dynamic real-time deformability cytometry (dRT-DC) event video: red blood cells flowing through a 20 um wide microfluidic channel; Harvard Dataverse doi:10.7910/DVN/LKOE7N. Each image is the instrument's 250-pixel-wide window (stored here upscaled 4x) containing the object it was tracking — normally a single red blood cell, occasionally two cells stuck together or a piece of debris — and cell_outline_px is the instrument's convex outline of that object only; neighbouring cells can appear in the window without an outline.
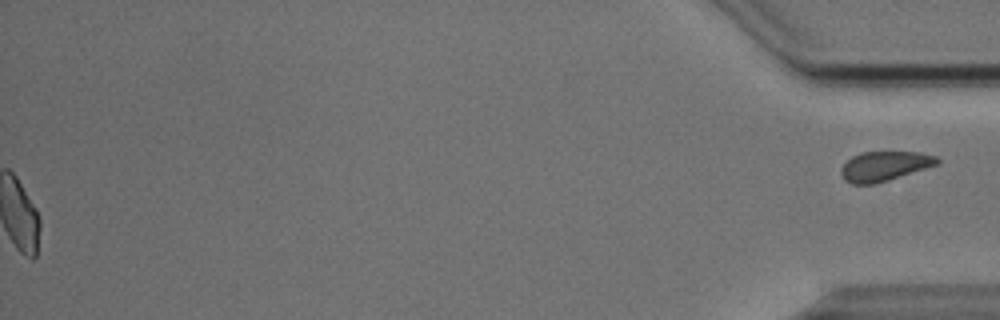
{"species": "Egyptian fruit bat (a non-hibernating species)", "species_latin": "Rousettus aegyptiacus", "temperature_condition": "cold", "stored_images_in_passage": 39, "segment_of_instrument_passage": [2, 2], "camera_frame_rate_fps": 3000, "um_per_image_px": 0.085, "animal": {"sex": "male"}, "frame": {"image": 1, "passage_image": 39, "time_ms": 12.667, "image_size_px": [1000, 320], "cell_outline_px": [[940, 164], [888, 180], [872, 184], [852, 184], [844, 180], [840, 172], [840, 168], [852, 156], [860, 152], [920, 152], [936, 156], [940, 160]], "centroid_in_image_um": [75.19, 14.11], "position_along_channel_um": 360.0, "area_um2": 16.65}}